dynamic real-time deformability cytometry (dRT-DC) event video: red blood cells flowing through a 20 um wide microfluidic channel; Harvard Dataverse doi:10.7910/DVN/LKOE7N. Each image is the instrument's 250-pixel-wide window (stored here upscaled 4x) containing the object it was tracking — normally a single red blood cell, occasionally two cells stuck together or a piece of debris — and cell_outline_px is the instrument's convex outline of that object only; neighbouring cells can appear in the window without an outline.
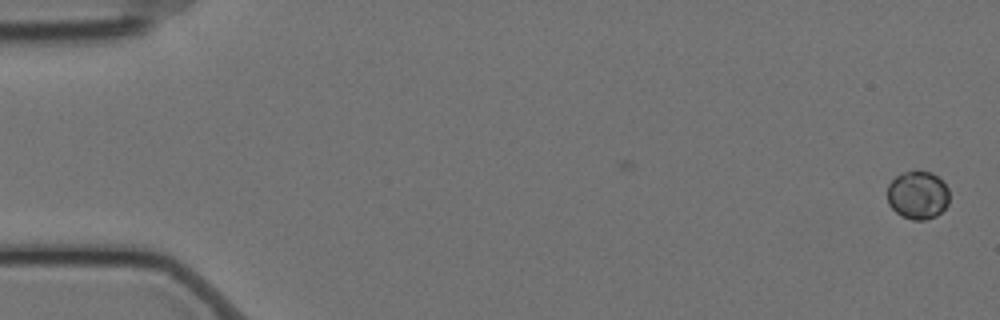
{"species": "Egyptian fruit bat (a non-hibernating species)", "species_latin": "Rousettus aegyptiacus", "temperature_condition": "cold", "stored_images_in_passage": 48, "camera_frame_rate_fps": 3000, "um_per_image_px": 0.085, "animal": {"sex": "female"}, "frame": {"image": 1, "passage_image": 1, "time_ms": 0.0, "image_size_px": [1000, 320], "cell_outline_px": [[948, 204], [936, 216], [924, 220], [912, 220], [896, 212], [888, 204], [888, 184], [896, 176], [904, 172], [932, 172], [948, 188]], "centroid_in_image_um": [78.0, 16.59], "position_along_channel_um": 7.0, "area_um2": 17.11}}
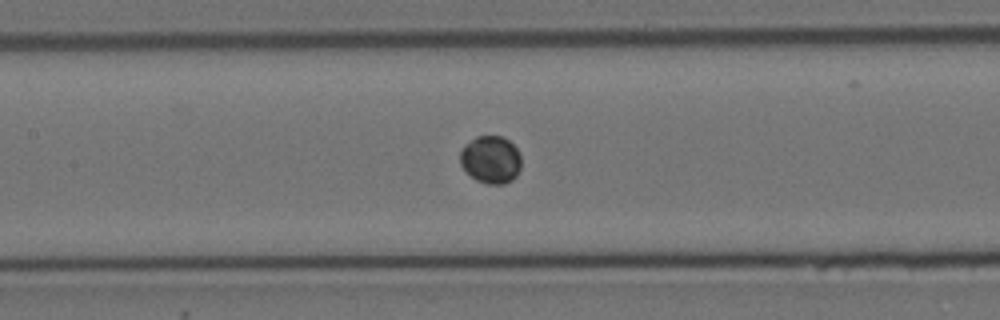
{"frame": {"image": 2, "passage_image": 27, "time_ms": 8.667, "image_size_px": [1000, 320], "cell_outline_px": [[520, 168], [516, 176], [512, 180], [504, 184], [488, 184], [476, 180], [460, 164], [460, 152], [464, 144], [476, 136], [500, 136], [508, 140], [520, 152]], "centroid_in_image_um": [41.71, 13.56], "position_along_channel_um": 165.7, "area_um2": 16.94}}
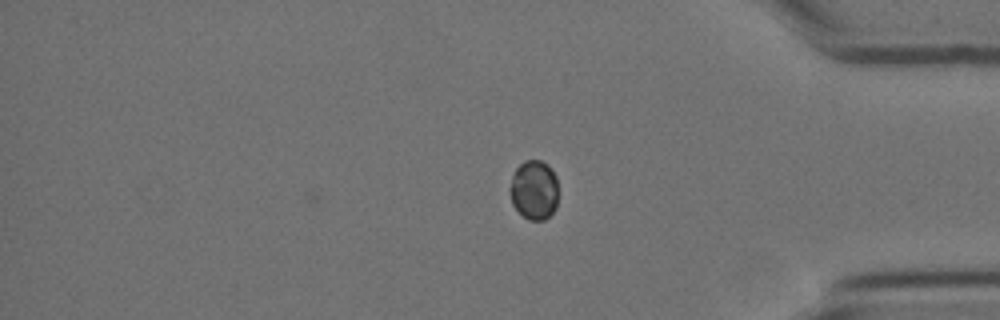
{"frame": {"image": 3, "passage_image": 48, "time_ms": 15.667, "image_size_px": [1000, 320], "cell_outline_px": [[556, 208], [544, 220], [528, 220], [512, 204], [508, 192], [508, 188], [512, 176], [516, 168], [524, 160], [540, 160], [548, 164], [552, 168], [556, 176]], "centroid_in_image_um": [45.36, 16.12], "position_along_channel_um": 389.8, "area_um2": 16.88}}